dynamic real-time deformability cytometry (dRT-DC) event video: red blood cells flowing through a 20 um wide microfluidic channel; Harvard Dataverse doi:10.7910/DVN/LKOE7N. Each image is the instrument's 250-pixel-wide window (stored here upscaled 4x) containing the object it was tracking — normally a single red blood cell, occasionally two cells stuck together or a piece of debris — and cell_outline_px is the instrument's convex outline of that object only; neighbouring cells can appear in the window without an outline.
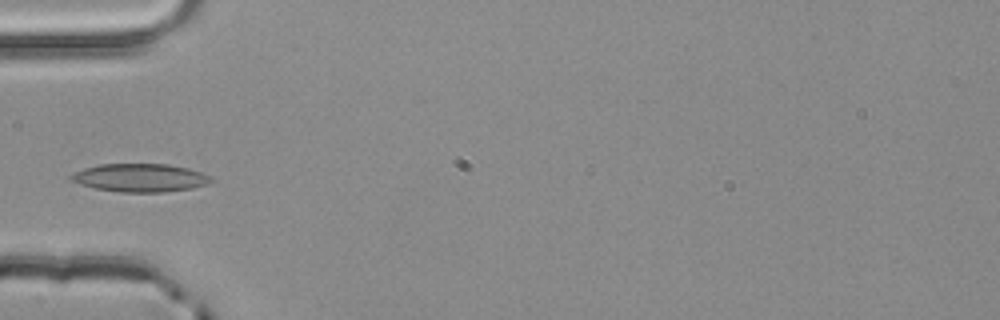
{"species": "common noctule bat (a hibernating species)", "species_latin": "Nyctalus noctula", "temperature_condition": "room temperature", "stored_images_in_passage": 5, "camera_frame_rate_fps": 3000, "um_per_image_px": 0.085, "animal": {"sex": "male", "body_mass_g": 20.4}, "frame": {"image": 1, "passage_image": 5, "time_ms": 1.333, "image_size_px": [1000, 320], "cell_outline_px": [[216, 180], [208, 184], [192, 188], [164, 192], [120, 192], [96, 188], [80, 184], [68, 180], [68, 176], [84, 168], [100, 164], [168, 164], [188, 168], [212, 176]], "centroid_in_image_um": [11.94, 15.11], "position_along_channel_um": 73.1, "area_um2": 23.12}}